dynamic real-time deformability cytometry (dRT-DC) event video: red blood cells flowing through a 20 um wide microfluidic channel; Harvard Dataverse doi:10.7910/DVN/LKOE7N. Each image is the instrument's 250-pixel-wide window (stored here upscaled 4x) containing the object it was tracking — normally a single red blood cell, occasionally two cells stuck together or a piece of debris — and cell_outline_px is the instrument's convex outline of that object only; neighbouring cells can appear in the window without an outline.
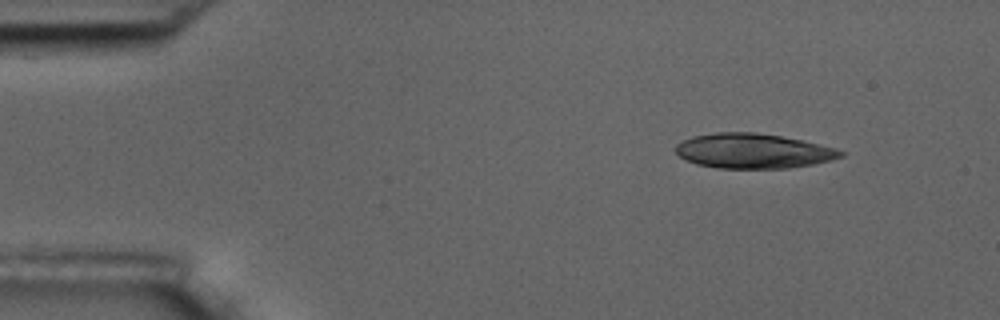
{"species": "common noctule bat (a hibernating species)", "species_latin": "Nyctalus noctula", "temperature_condition": "room temperature", "stored_images_in_passage": 6, "segment_of_instrument_passage": [2, 2], "camera_frame_rate_fps": 3000, "um_per_image_px": 0.085, "animal": {"sex": "male", "body_mass_g": 17.5, "forearm_length_mm": 52.3}, "frame": {"image": 1, "passage_image": 6, "time_ms": 6.667, "image_size_px": [1000, 320], "cell_outline_px": [[844, 156], [812, 164], [788, 168], [716, 168], [696, 164], [680, 156], [676, 152], [676, 144], [692, 136], [716, 132], [756, 132], [780, 136], [820, 144], [836, 148], [844, 152]], "centroid_in_image_um": [64.0, 12.83], "position_along_channel_um": 21.0, "area_um2": 33.29}}